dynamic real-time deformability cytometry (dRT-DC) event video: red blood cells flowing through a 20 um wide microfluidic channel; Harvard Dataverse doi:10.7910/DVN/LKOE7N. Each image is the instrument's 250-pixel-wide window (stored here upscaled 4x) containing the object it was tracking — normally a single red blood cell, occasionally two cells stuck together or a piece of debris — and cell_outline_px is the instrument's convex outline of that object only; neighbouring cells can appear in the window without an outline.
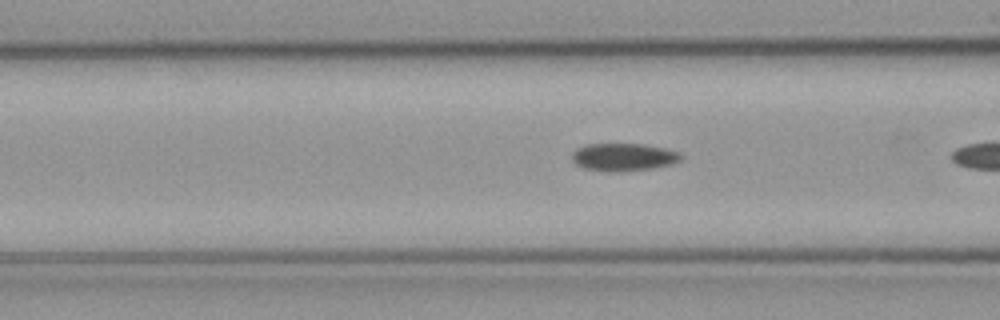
{"species": "common noctule bat (a hibernating species)", "species_latin": "Nyctalus noctula", "temperature_condition": "cold", "stored_images_in_passage": 7, "camera_frame_rate_fps": 3000, "um_per_image_px": 0.085, "animal": {"sex": "male", "body_mass_g": 23.1, "forearm_length_mm": 52.7}, "frame": {"image": 1, "passage_image": 6, "time_ms": 1.667, "image_size_px": [1000, 320], "cell_outline_px": [[684, 156], [680, 160], [672, 164], [652, 168], [620, 172], [608, 172], [584, 168], [576, 164], [572, 160], [572, 152], [576, 148], [588, 144], [644, 144], [664, 148], [676, 152]], "centroid_in_image_um": [52.97, 13.36], "position_along_channel_um": 113.6, "area_um2": 17.63}}